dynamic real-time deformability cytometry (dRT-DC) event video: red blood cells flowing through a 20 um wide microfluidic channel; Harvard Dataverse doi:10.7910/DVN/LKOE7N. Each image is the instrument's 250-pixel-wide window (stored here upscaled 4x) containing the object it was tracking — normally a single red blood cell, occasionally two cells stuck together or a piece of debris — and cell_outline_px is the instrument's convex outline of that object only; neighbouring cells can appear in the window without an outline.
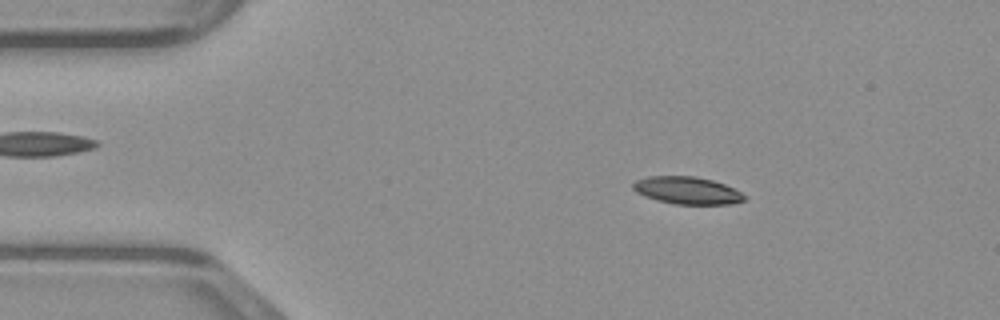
{"species": "common noctule bat (a hibernating species)", "species_latin": "Nyctalus noctula", "temperature_condition": "warm", "stored_images_in_passage": 47, "camera_frame_rate_fps": 3000, "um_per_image_px": 0.085, "animal": {"sex": "male", "body_mass_g": 23.1, "forearm_length_mm": 52.7}, "frame": {"image": 1, "passage_image": 7, "time_ms": 2.0, "image_size_px": [1000, 320], "cell_outline_px": [[748, 196], [744, 200], [732, 204], [676, 204], [656, 200], [644, 196], [636, 192], [632, 188], [632, 184], [636, 180], [648, 176], [696, 176], [712, 180], [724, 184]], "centroid_in_image_um": [58.39, 16.18], "position_along_channel_um": 26.6, "area_um2": 17.8}}
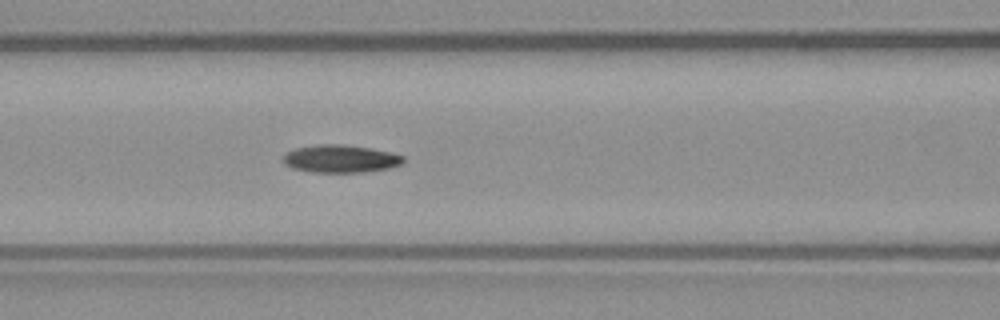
{"frame": {"image": 2, "passage_image": 19, "time_ms": 6.0, "image_size_px": [1000, 320], "cell_outline_px": [[404, 160], [400, 164], [388, 168], [364, 172], [312, 172], [292, 168], [284, 164], [284, 156], [288, 152], [296, 148], [320, 144], [340, 144], [372, 148], [404, 156]], "centroid_in_image_um": [28.94, 13.49], "position_along_channel_um": 137.7, "area_um2": 19.19}}
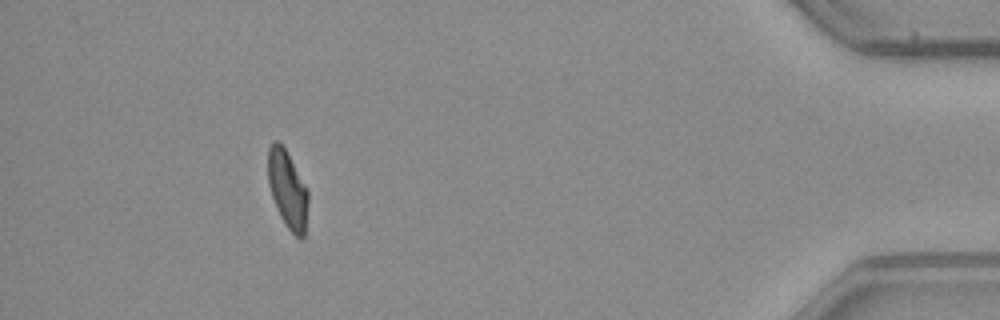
{"frame": {"image": 3, "passage_image": 43, "time_ms": 14.0, "image_size_px": [1000, 320], "cell_outline_px": [[308, 200], [304, 236], [300, 240], [288, 228], [280, 216], [272, 196], [268, 184], [268, 148], [272, 140], [276, 140], [284, 148], [308, 192]], "centroid_in_image_um": [24.42, 16.11], "position_along_channel_um": 410.8, "area_um2": 17.69}}